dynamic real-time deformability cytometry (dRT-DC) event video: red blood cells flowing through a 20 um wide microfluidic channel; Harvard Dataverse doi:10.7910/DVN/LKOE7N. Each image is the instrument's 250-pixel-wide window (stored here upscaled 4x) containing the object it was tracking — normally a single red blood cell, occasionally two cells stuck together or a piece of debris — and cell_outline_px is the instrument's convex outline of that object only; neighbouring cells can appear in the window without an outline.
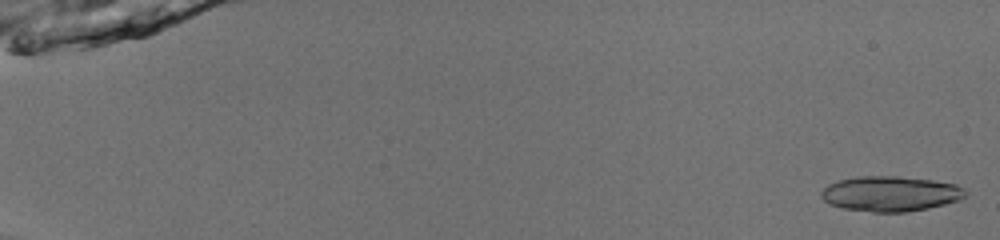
{"species": "common noctule bat (a hibernating species)", "species_latin": "Nyctalus noctula", "temperature_condition": "room temperature", "stored_images_in_passage": 17, "camera_frame_rate_fps": 3000, "um_per_image_px": 0.085, "animal": {"sex": "male", "body_mass_g": 13.0, "forearm_length_mm": 53.1}, "frame": {"image": 1, "passage_image": 1, "time_ms": 0.0, "image_size_px": [1000, 240], "cell_outline_px": [[968, 196], [960, 200], [928, 208], [908, 212], [872, 212], [844, 208], [832, 204], [824, 200], [820, 196], [820, 192], [828, 184], [836, 180], [860, 176], [900, 176], [932, 180], [956, 184], [964, 188], [968, 192]], "centroid_in_image_um": [75.72, 16.46], "position_along_channel_um": 9.3, "area_um2": 29.77}}
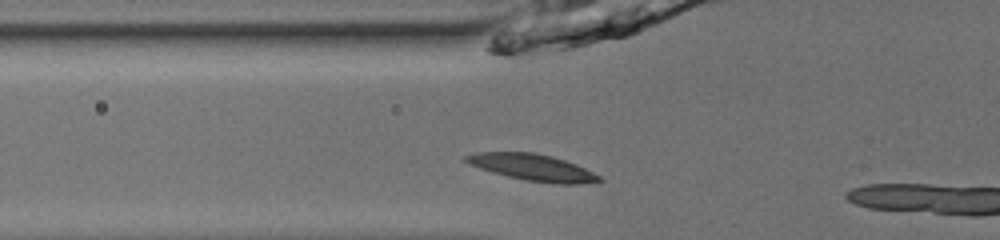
{"frame": {"image": 2, "passage_image": 15, "time_ms": 4.667, "image_size_px": [1000, 240], "cell_outline_px": [[604, 180], [580, 184], [564, 184], [528, 180], [508, 176], [492, 172], [468, 164], [464, 160], [464, 156], [476, 152], [532, 152], [552, 156], [576, 164], [600, 176]], "centroid_in_image_um": [45.25, 14.22], "position_along_channel_um": 80.6, "area_um2": 20.35}}